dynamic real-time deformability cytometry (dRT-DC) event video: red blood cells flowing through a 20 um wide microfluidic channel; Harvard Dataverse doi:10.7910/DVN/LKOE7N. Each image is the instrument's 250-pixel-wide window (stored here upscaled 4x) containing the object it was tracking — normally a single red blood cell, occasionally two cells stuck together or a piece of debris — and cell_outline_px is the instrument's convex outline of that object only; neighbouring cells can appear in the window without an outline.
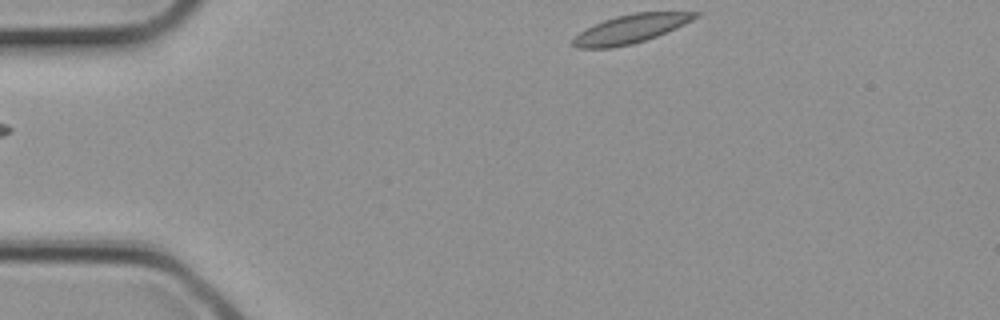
{"species": "common noctule bat (a hibernating species)", "species_latin": "Nyctalus noctula", "temperature_condition": "cold", "stored_images_in_passage": 27, "camera_frame_rate_fps": 3000, "um_per_image_px": 0.085, "animal": {"sex": "female", "body_mass_g": 21.9}, "frame": {"image": 1, "passage_image": 1, "time_ms": 0.0, "image_size_px": [1000, 320], "cell_outline_px": [[700, 16], [676, 28], [656, 36], [632, 44], [612, 48], [576, 48], [572, 44], [572, 40], [580, 32], [604, 20], [616, 16], [636, 12], [700, 12]], "centroid_in_image_um": [53.62, 2.45], "position_along_channel_um": 31.4, "area_um2": 20.11}}
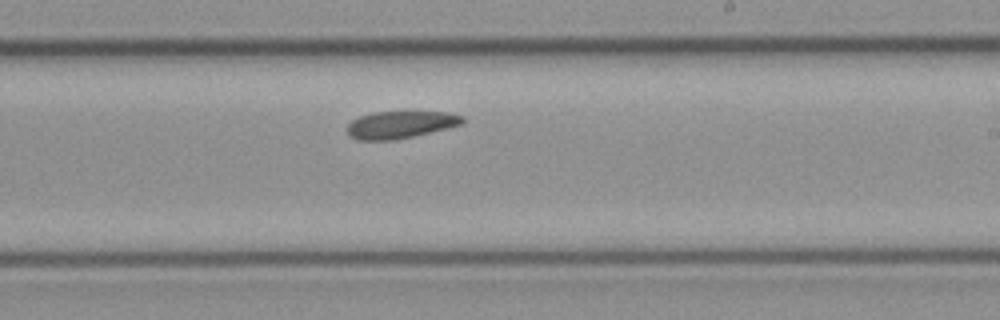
{"frame": {"image": 2, "passage_image": 14, "time_ms": 4.333, "image_size_px": [1000, 320], "cell_outline_px": [[468, 120], [464, 124], [448, 128], [412, 136], [392, 140], [356, 140], [348, 136], [348, 124], [352, 120], [360, 116], [372, 112], [448, 112], [464, 116]], "centroid_in_image_um": [34.07, 10.59], "position_along_channel_um": 254.9, "area_um2": 18.44}}
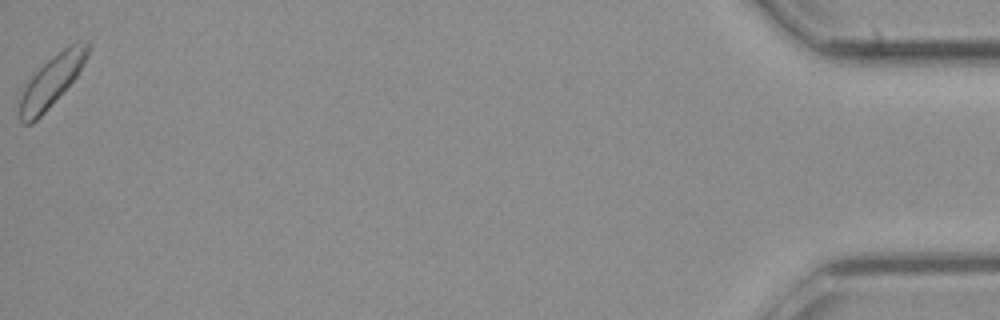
{"frame": {"image": 3, "passage_image": 27, "time_ms": 8.667, "image_size_px": [1000, 320], "cell_outline_px": [[88, 56], [84, 64], [76, 76], [48, 108], [32, 124], [24, 124], [20, 120], [20, 96], [28, 80], [56, 52], [80, 40], [88, 40]], "centroid_in_image_um": [4.39, 6.86], "position_along_channel_um": 430.8, "area_um2": 19.77}}